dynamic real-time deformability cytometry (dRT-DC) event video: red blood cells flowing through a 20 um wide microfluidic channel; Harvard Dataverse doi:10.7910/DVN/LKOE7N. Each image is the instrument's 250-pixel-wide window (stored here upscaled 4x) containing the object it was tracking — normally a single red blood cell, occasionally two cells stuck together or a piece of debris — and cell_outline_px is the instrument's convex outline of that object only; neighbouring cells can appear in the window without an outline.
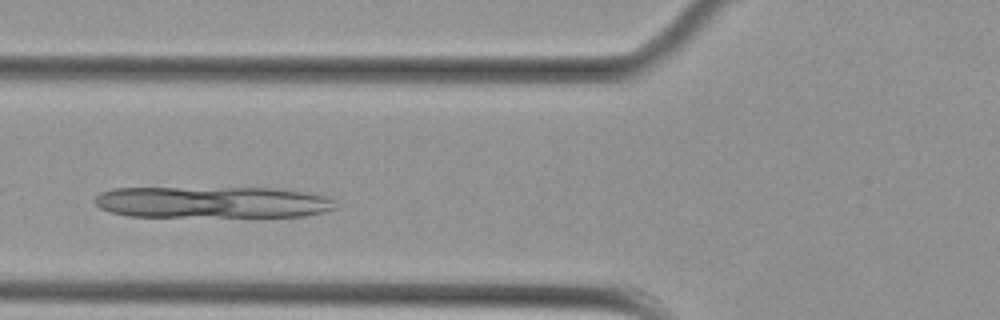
{"species": "Egyptian fruit bat (a non-hibernating species)", "species_latin": "Rousettus aegyptiacus", "temperature_condition": "cold", "stored_images_in_passage": 6, "camera_frame_rate_fps": 3000, "um_per_image_px": 0.085, "animal": {"sex": "female"}, "frame": {"image": 1, "passage_image": 2, "time_ms": 0.333, "image_size_px": [1000, 320], "cell_outline_px": [[336, 208], [324, 212], [304, 216], [128, 216], [112, 212], [100, 208], [92, 200], [100, 192], [116, 188], [276, 188], [304, 192], [324, 196], [332, 200]], "centroid_in_image_um": [18.01, 17.18], "position_along_channel_um": 107.8, "area_um2": 44.1}}
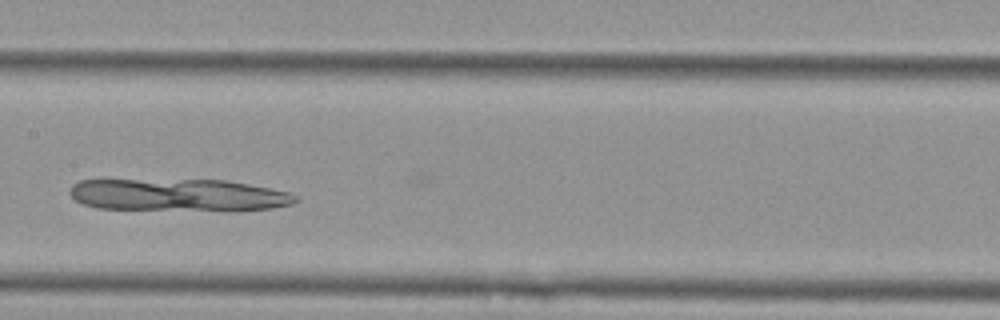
{"frame": {"image": 2, "passage_image": 4, "time_ms": 1.0, "image_size_px": [1000, 320], "cell_outline_px": [[300, 200], [292, 204], [272, 208], [228, 212], [96, 208], [84, 204], [76, 200], [68, 192], [72, 184], [80, 180], [224, 180], [248, 184], [288, 192], [300, 196]], "centroid_in_image_um": [15.22, 16.61], "position_along_channel_um": 192.2, "area_um2": 43.41}}
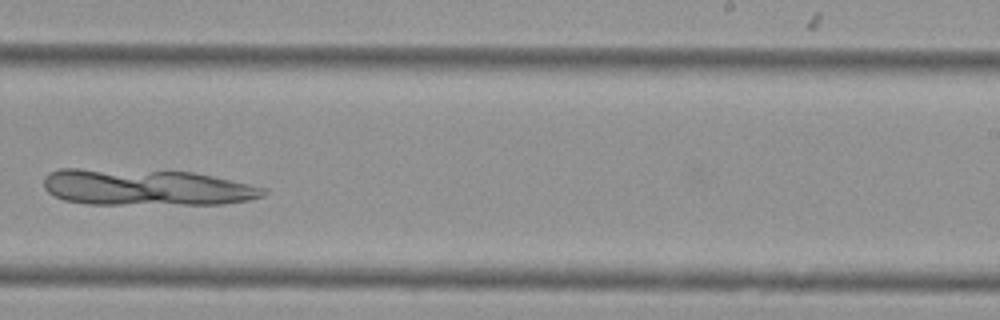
{"frame": {"image": 3, "passage_image": 6, "time_ms": 1.667, "image_size_px": [1000, 320], "cell_outline_px": [[268, 192], [264, 196], [248, 200], [224, 204], [84, 204], [64, 200], [48, 192], [44, 188], [44, 176], [48, 172], [60, 168], [76, 168], [192, 172], [212, 176], [248, 184], [264, 188]], "centroid_in_image_um": [12.38, 15.93], "position_along_channel_um": 276.6, "area_um2": 46.59}}